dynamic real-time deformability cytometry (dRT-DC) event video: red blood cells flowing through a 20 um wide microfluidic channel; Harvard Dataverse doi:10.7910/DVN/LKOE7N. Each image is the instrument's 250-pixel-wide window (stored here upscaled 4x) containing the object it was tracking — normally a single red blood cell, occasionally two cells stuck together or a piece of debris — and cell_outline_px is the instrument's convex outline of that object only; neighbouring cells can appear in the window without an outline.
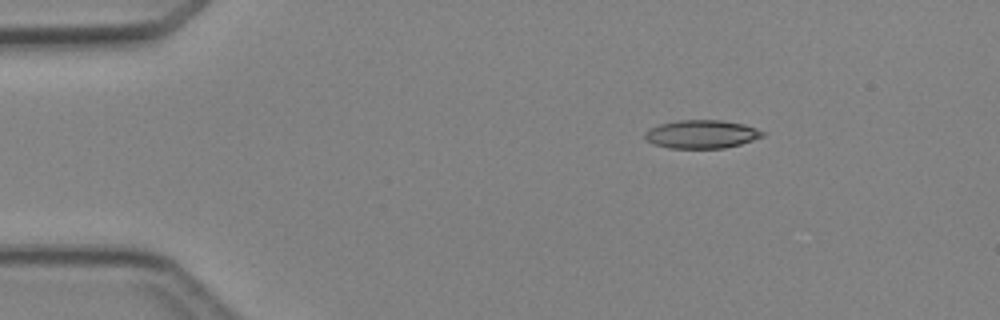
{"species": "Egyptian fruit bat (a non-hibernating species)", "species_latin": "Rousettus aegyptiacus", "temperature_condition": "cold", "stored_images_in_passage": 3, "camera_frame_rate_fps": 3000, "um_per_image_px": 0.085, "animal": {"sex": "female"}, "frame": {"image": 1, "passage_image": 1, "time_ms": 0.0, "image_size_px": [1000, 320], "cell_outline_px": [[764, 136], [740, 144], [724, 148], [668, 148], [652, 144], [644, 136], [644, 132], [648, 128], [660, 124], [680, 120], [720, 120], [744, 124], [756, 128], [764, 132]], "centroid_in_image_um": [59.61, 11.4], "position_along_channel_um": 25.4, "area_um2": 19.42}}
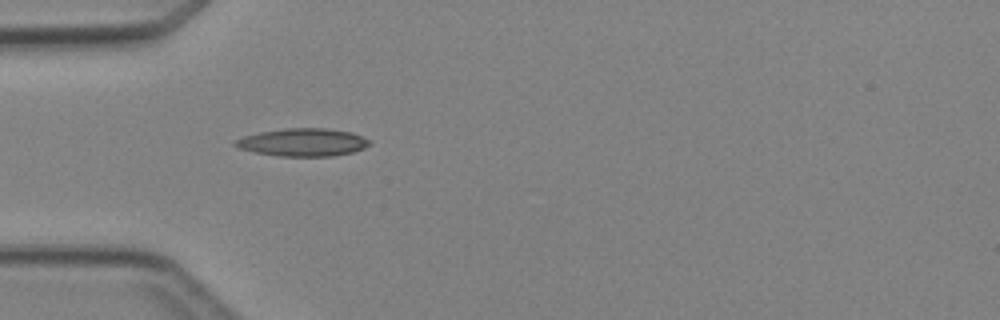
{"frame": {"image": 2, "passage_image": 3, "time_ms": 2.333, "image_size_px": [1000, 320], "cell_outline_px": [[372, 144], [364, 148], [352, 152], [332, 156], [280, 156], [256, 152], [240, 148], [232, 144], [236, 140], [244, 136], [260, 132], [288, 128], [324, 128], [352, 132], [372, 140]], "centroid_in_image_um": [25.8, 12.09], "position_along_channel_um": 59.2, "area_um2": 21.68}}